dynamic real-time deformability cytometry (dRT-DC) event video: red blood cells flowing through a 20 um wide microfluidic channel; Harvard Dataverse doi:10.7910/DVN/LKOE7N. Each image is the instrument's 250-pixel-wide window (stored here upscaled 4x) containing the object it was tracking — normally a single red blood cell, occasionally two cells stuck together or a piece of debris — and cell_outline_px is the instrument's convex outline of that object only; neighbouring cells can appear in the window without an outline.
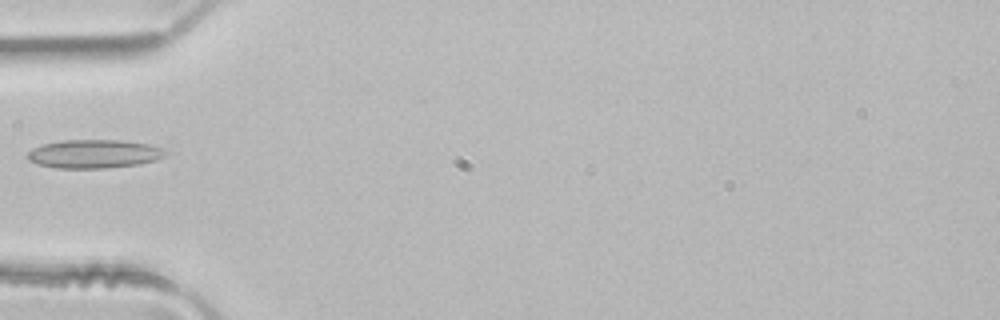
{"species": "common noctule bat (a hibernating species)", "species_latin": "Nyctalus noctula", "temperature_condition": "room temperature", "stored_images_in_passage": 1, "camera_frame_rate_fps": 3000, "um_per_image_px": 0.085, "animal": {"sex": "male", "body_mass_g": 21.5, "forearm_length_mm": 52.0}, "frame": {"image": 1, "passage_image": 1, "time_ms": 0.0, "image_size_px": [1000, 320], "cell_outline_px": [[168, 152], [164, 156], [156, 160], [140, 164], [104, 168], [56, 168], [36, 164], [28, 160], [28, 152], [32, 148], [44, 144], [64, 140], [120, 140], [148, 144], [160, 148]], "centroid_in_image_um": [7.98, 13.08], "position_along_channel_um": 77.0, "area_um2": 22.89}}